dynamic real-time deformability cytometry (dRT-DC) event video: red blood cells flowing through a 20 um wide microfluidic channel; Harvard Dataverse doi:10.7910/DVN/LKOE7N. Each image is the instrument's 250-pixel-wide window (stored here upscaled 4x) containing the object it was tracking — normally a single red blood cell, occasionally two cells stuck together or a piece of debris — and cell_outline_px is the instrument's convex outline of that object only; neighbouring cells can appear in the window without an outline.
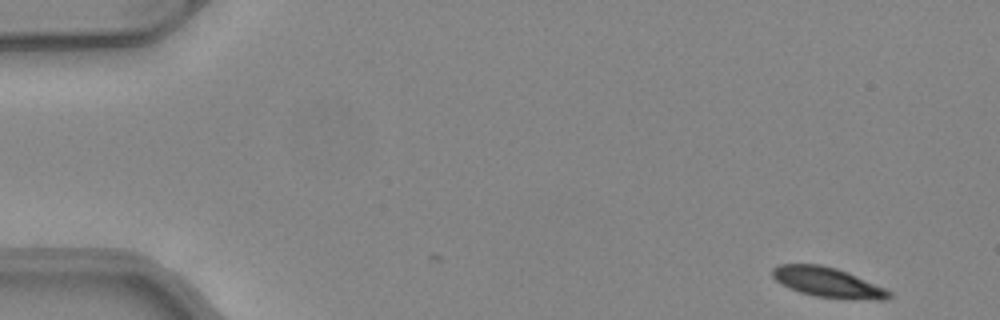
{"species": "common noctule bat (a hibernating species)", "species_latin": "Nyctalus noctula", "temperature_condition": "warm", "stored_images_in_passage": 48, "camera_frame_rate_fps": 3000, "um_per_image_px": 0.085, "animal": {"sex": "female", "body_mass_g": 24.6, "forearm_length_mm": 56.2}, "frame": {"image": 1, "passage_image": 1, "time_ms": 0.0, "image_size_px": [1000, 320], "cell_outline_px": [[892, 296], [884, 300], [876, 300], [816, 296], [800, 292], [788, 288], [780, 284], [772, 276], [772, 268], [780, 264], [820, 264], [836, 268], [848, 272], [884, 288], [892, 292]], "centroid_in_image_um": [70.33, 23.99], "position_along_channel_um": 14.7, "area_um2": 20.17}}
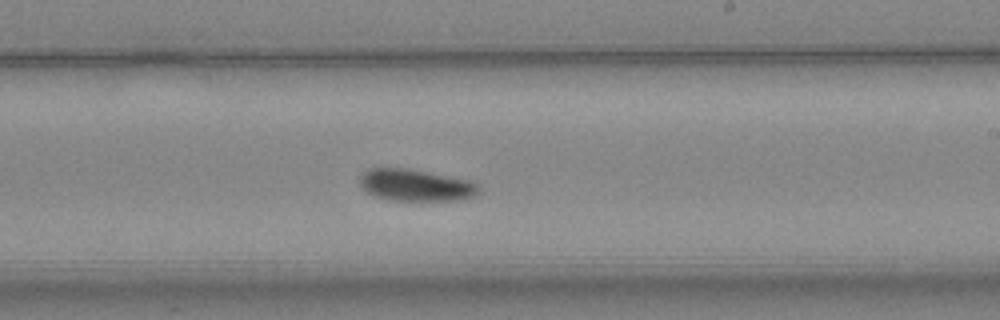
{"frame": {"image": 2, "passage_image": 28, "time_ms": 9.0, "image_size_px": [1000, 320], "cell_outline_px": [[480, 184], [476, 192], [472, 196], [464, 200], [388, 200], [372, 196], [360, 184], [360, 176], [368, 168], [408, 168], [472, 180]], "centroid_in_image_um": [35.34, 15.73], "position_along_channel_um": 253.7, "area_um2": 22.2}}
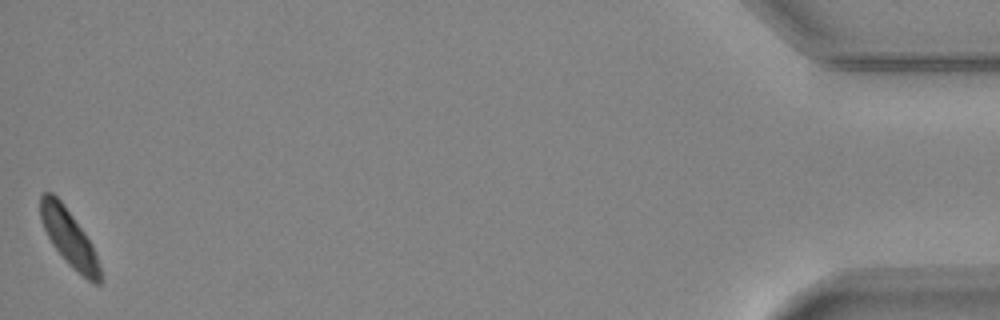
{"frame": {"image": 3, "passage_image": 48, "time_ms": 15.667, "image_size_px": [1000, 320], "cell_outline_px": [[100, 284], [92, 284], [72, 268], [68, 264], [52, 244], [40, 220], [40, 196], [44, 192], [52, 192], [60, 200], [84, 232], [92, 244], [100, 268]], "centroid_in_image_um": [5.85, 20.22], "position_along_channel_um": 429.3, "area_um2": 19.42}, "authors_computed_cell_mechanics": {"area_um2": 21.8195, "velocity_mm_per_s": 4.0666, "shape_relaxation_time_tau1_ms": 2.7312, "shape_relaxation_time_tau2_ms": null, "deformation_change_tau1": 0.1119, "deformation_change_tau2": null}}